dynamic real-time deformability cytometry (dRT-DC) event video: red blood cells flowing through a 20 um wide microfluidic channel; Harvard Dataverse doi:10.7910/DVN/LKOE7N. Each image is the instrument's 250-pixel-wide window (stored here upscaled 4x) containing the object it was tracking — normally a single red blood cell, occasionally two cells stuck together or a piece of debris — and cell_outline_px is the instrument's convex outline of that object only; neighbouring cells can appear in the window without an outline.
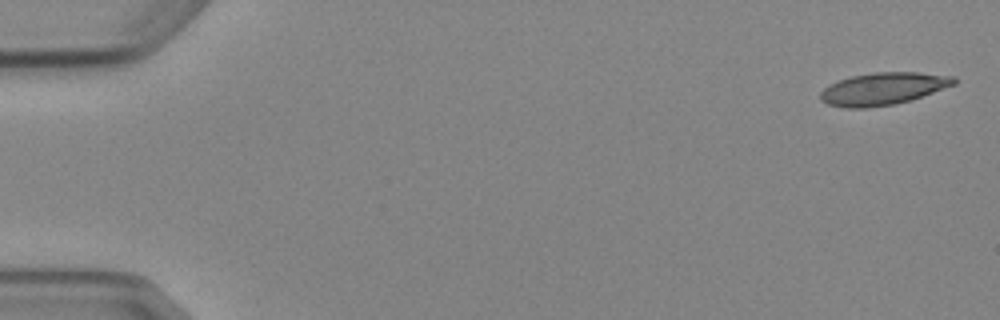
{"species": "Egyptian fruit bat (a non-hibernating species)", "species_latin": "Rousettus aegyptiacus", "temperature_condition": "cold", "stored_images_in_passage": 4, "camera_frame_rate_fps": 3000, "um_per_image_px": 0.085, "animal": {"sex": "female"}, "frame": {"image": 1, "passage_image": 1, "time_ms": 0.0, "image_size_px": [1000, 320], "cell_outline_px": [[956, 84], [908, 100], [892, 104], [864, 108], [848, 108], [828, 104], [820, 100], [820, 92], [828, 84], [852, 76], [876, 72], [920, 72], [956, 76]], "centroid_in_image_um": [75.05, 7.53], "position_along_channel_um": 9.9, "area_um2": 24.91}}
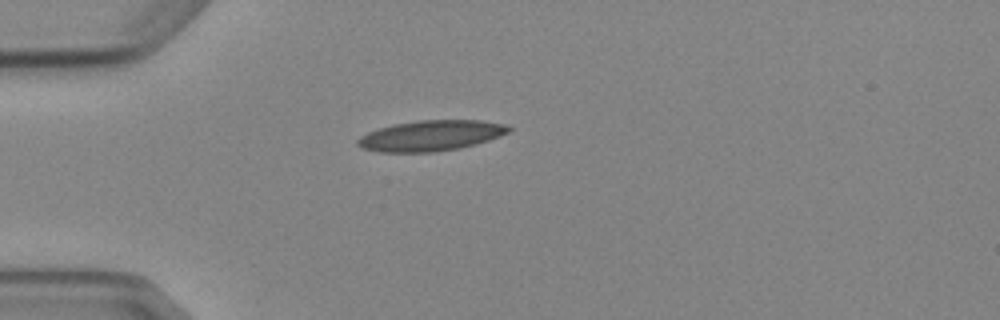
{"frame": {"image": 2, "passage_image": 4, "time_ms": 4.333, "image_size_px": [1000, 320], "cell_outline_px": [[512, 128], [508, 132], [500, 136], [476, 144], [460, 148], [432, 152], [380, 152], [360, 148], [356, 144], [356, 140], [360, 136], [368, 132], [392, 124], [420, 120], [480, 120], [504, 124]], "centroid_in_image_um": [36.59, 11.53], "position_along_channel_um": 48.4, "area_um2": 26.93}}